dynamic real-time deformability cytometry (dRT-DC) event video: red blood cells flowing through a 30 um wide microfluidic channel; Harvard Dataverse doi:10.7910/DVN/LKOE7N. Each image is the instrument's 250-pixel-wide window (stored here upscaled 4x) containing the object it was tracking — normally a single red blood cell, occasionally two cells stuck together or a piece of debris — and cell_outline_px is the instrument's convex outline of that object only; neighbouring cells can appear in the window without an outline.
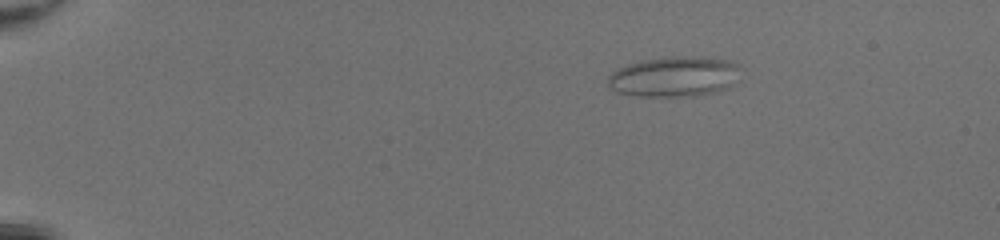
{"species": "common noctule bat (a hibernating species)", "species_latin": "Nyctalus noctula", "temperature_condition": "room temperature", "stored_images_in_passage": 42, "camera_frame_rate_fps": 3000, "um_per_image_px": 0.085, "animal": {"sex": "female", "body_mass_g": 20.0, "forearm_length_mm": 54.0}, "frame": {"image": 1, "passage_image": 1, "time_ms": 0.0, "image_size_px": [1000, 240], "cell_outline_px": [[744, 68], [740, 80], [728, 88], [716, 92], [696, 96], [640, 96], [616, 92], [608, 84], [608, 76], [616, 68], [628, 64], [644, 60], [672, 56], [700, 56], [728, 60]], "centroid_in_image_um": [57.41, 6.51], "position_along_channel_um": 27.6, "area_um2": 31.79}}
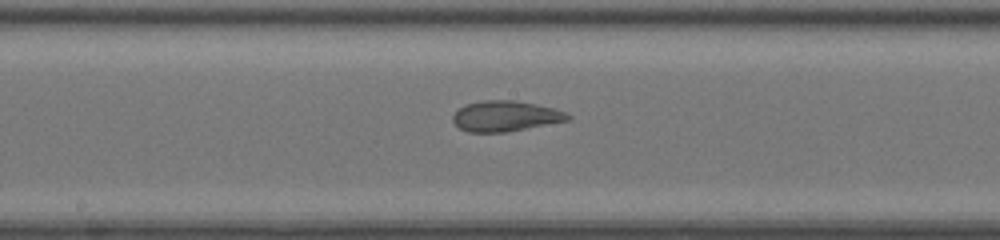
{"frame": {"image": 2, "passage_image": 21, "time_ms": 6.667, "image_size_px": [1000, 240], "cell_outline_px": [[572, 120], [504, 132], [468, 132], [460, 128], [452, 120], [452, 116], [464, 104], [484, 100], [516, 100], [556, 108], [572, 116]], "centroid_in_image_um": [42.99, 9.86], "position_along_channel_um": 205.2, "area_um2": 20.52}}
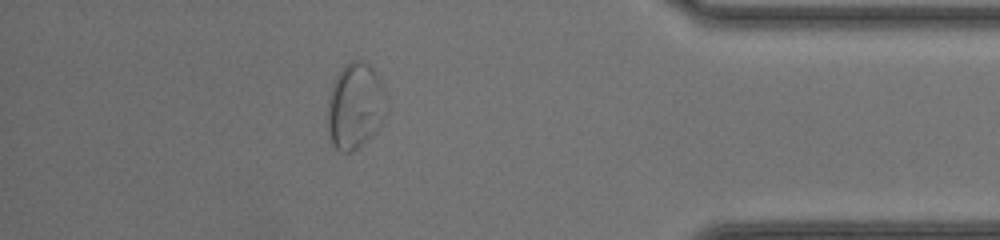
{"frame": {"image": 3, "passage_image": 37, "time_ms": 12.0, "image_size_px": [1000, 240], "cell_outline_px": [[388, 112], [376, 132], [372, 136], [352, 152], [340, 152], [332, 144], [328, 132], [328, 96], [332, 84], [340, 68], [344, 64], [352, 60], [364, 60], [376, 72], [384, 88], [388, 104]], "centroid_in_image_um": [30.21, 8.99], "position_along_channel_um": 405.0, "area_um2": 30.17}, "authors_computed_cell_mechanics": {"area_um2": 24.9985, "velocity_mm_per_s": 4.272, "shape_relaxation_time_tau1_ms": null, "shape_relaxation_time_tau2_ms": 0.9684, "deformation_change_tau1": null, "deformation_change_tau2": 0.0764}}